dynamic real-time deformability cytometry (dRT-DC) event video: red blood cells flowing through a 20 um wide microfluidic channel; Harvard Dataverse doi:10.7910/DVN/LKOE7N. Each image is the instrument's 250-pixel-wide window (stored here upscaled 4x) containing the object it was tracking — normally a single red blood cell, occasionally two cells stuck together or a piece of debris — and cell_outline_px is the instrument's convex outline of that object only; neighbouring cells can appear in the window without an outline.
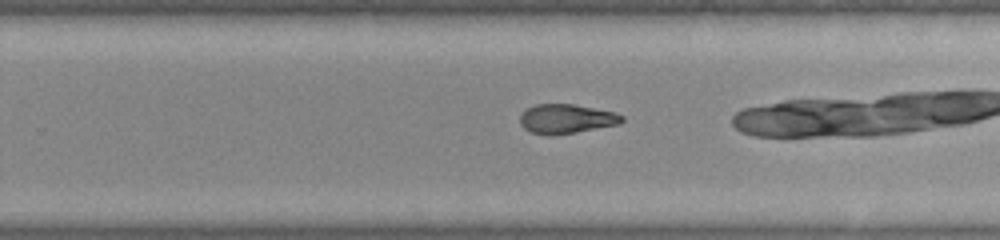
{"species": "common noctule bat (a hibernating species)", "species_latin": "Nyctalus noctula", "temperature_condition": "warm", "stored_images_in_passage": 22, "camera_frame_rate_fps": 3000, "um_per_image_px": 0.085, "animal": {"sex": "female", "body_mass_g": 22.0, "forearm_length_mm": 56.7}, "frame": {"image": 1, "passage_image": 16, "time_ms": 5.0, "image_size_px": [1000, 240], "cell_outline_px": [[624, 120], [616, 124], [576, 132], [548, 136], [532, 132], [524, 128], [520, 124], [520, 116], [528, 108], [536, 104], [572, 104], [616, 112], [624, 116]], "centroid_in_image_um": [48.13, 10.1], "position_along_channel_um": 281.7, "area_um2": 17.22}}